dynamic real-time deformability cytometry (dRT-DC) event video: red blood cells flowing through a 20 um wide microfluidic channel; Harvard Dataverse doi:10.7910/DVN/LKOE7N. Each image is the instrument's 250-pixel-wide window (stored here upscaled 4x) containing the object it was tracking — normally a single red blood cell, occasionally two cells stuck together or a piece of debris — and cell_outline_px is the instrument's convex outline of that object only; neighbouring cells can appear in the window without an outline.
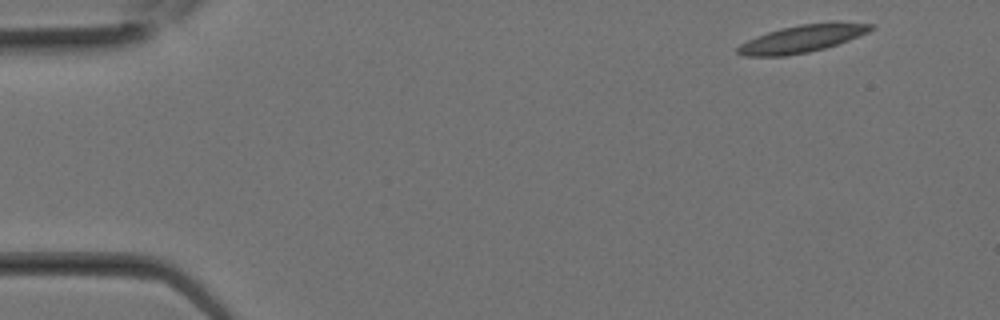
{"species": "Egyptian fruit bat (a non-hibernating species)", "species_latin": "Rousettus aegyptiacus", "temperature_condition": "room temperature", "stored_images_in_passage": 17, "camera_frame_rate_fps": 3000, "um_per_image_px": 0.085, "animal": {"sex": "female"}, "frame": {"image": 1, "passage_image": 1, "time_ms": 0.0, "image_size_px": [1000, 320], "cell_outline_px": [[876, 28], [868, 32], [848, 40], [824, 48], [808, 52], [784, 56], [744, 56], [736, 52], [736, 48], [740, 44], [756, 36], [768, 32], [800, 24], [832, 20], [876, 24]], "centroid_in_image_um": [68.25, 3.25], "position_along_channel_um": 16.7, "area_um2": 21.56}}
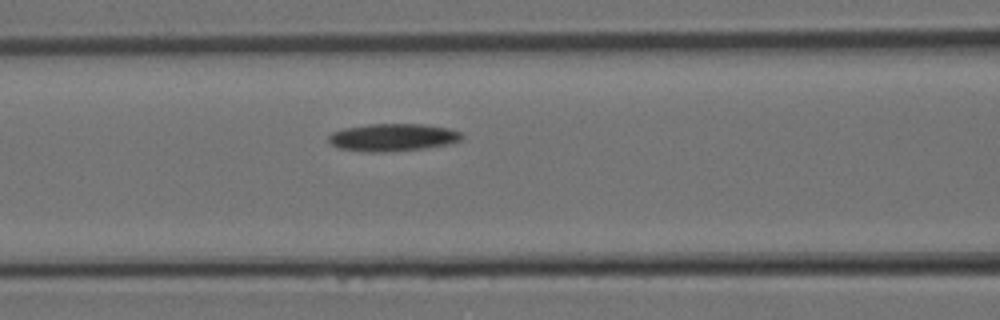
{"frame": {"image": 2, "passage_image": 10, "time_ms": 3.0, "image_size_px": [1000, 320], "cell_outline_px": [[464, 136], [460, 140], [452, 144], [428, 148], [396, 152], [364, 152], [340, 148], [332, 144], [328, 140], [328, 136], [332, 132], [344, 128], [368, 124], [420, 124], [448, 128], [460, 132]], "centroid_in_image_um": [33.41, 11.69], "position_along_channel_um": 133.2, "area_um2": 21.68}}
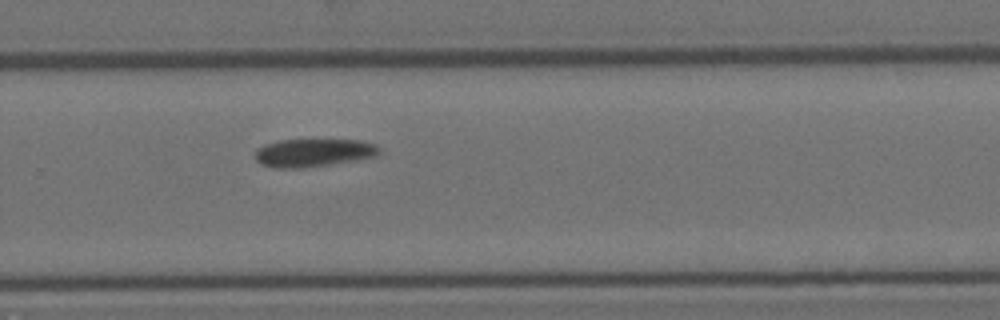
{"frame": {"image": 3, "passage_image": 17, "time_ms": 5.333, "image_size_px": [1000, 320], "cell_outline_px": [[380, 152], [376, 156], [356, 160], [304, 168], [272, 168], [260, 164], [256, 160], [256, 148], [264, 144], [280, 140], [360, 140], [376, 144], [380, 148]], "centroid_in_image_um": [26.63, 12.98], "position_along_channel_um": 303.2, "area_um2": 20.4}}